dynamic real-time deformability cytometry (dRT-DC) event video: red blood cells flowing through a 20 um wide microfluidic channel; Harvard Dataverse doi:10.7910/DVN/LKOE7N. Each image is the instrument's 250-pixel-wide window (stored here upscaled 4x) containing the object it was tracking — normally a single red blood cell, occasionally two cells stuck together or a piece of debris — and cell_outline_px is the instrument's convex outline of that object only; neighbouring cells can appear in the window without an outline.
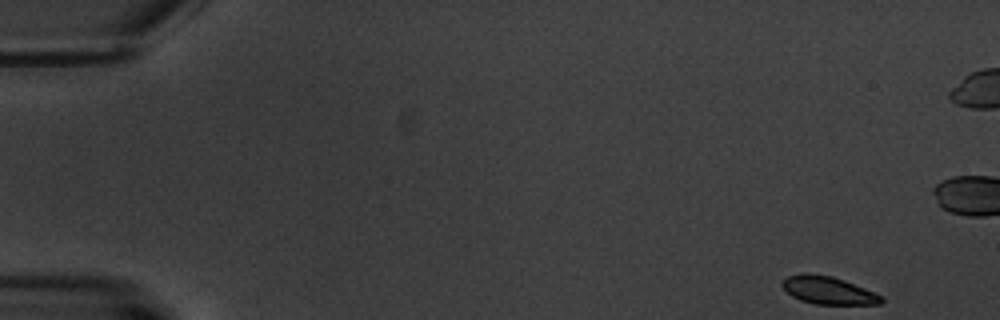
{"species": "common noctule bat (a hibernating species)", "species_latin": "Nyctalus noctula", "temperature_condition": "warm", "stored_images_in_passage": 6, "camera_frame_rate_fps": 3000, "um_per_image_px": 0.085, "animal": {"sex": "male", "body_mass_g": 20.1, "forearm_length_mm": 53.5}, "frame": {"image": 1, "passage_image": 1, "time_ms": 0.0, "image_size_px": [1000, 320], "cell_outline_px": [[884, 300], [880, 304], [816, 304], [800, 300], [792, 296], [780, 284], [788, 276], [804, 272], [808, 272], [832, 276], [844, 280], [884, 296]], "centroid_in_image_um": [70.4, 24.67], "position_along_channel_um": 14.6, "area_um2": 16.01}}